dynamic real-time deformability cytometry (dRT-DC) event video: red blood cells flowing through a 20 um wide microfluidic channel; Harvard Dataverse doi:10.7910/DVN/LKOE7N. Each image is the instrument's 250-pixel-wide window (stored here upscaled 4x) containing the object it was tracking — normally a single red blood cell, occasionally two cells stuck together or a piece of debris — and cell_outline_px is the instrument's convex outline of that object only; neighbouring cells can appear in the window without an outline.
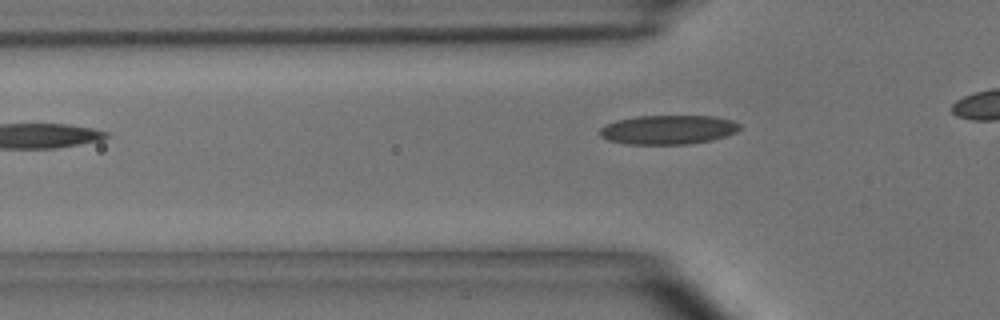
{"species": "common noctule bat (a hibernating species)", "species_latin": "Nyctalus noctula", "temperature_condition": "room temperature", "stored_images_in_passage": 2, "camera_frame_rate_fps": 3000, "um_per_image_px": 0.085, "animal": {"sex": "male", "body_mass_g": 15.6}, "frame": {"image": 1, "passage_image": 2, "time_ms": 1.333, "image_size_px": [1000, 320], "cell_outline_px": [[740, 128], [736, 132], [712, 140], [688, 144], [624, 144], [608, 140], [600, 136], [600, 128], [616, 120], [636, 116], [716, 116], [732, 120], [740, 124]], "centroid_in_image_um": [56.79, 11.02], "position_along_channel_um": 69.0, "area_um2": 23.81}}